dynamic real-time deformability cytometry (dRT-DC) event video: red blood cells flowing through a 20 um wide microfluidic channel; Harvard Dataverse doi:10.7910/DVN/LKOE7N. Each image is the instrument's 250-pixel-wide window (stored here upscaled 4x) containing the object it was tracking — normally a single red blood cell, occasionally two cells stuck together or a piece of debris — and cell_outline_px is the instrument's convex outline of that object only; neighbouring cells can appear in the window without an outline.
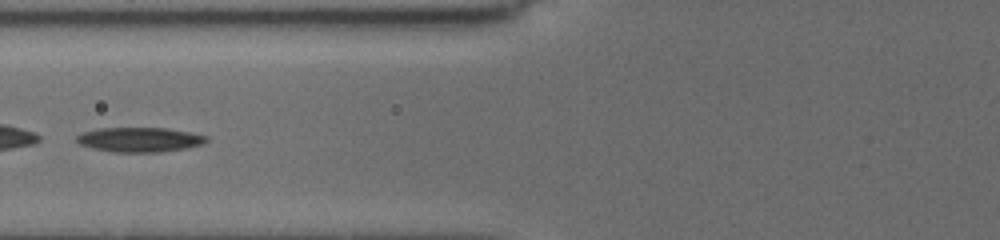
{"species": "common noctule bat (a hibernating species)", "species_latin": "Nyctalus noctula", "temperature_condition": "cold", "stored_images_in_passage": 7, "camera_frame_rate_fps": 3000, "um_per_image_px": 0.085, "animal": {"sex": "female", "body_mass_g": 19.5, "forearm_length_mm": 54.1}, "frame": {"image": 1, "passage_image": 7, "time_ms": 6.333, "image_size_px": [1000, 240], "cell_outline_px": [[208, 140], [204, 144], [188, 148], [160, 152], [112, 152], [92, 148], [80, 144], [76, 140], [76, 136], [84, 132], [96, 128], [164, 128], [188, 132], [208, 136]], "centroid_in_image_um": [11.88, 11.87], "position_along_channel_um": 113.9, "area_um2": 18.67}}